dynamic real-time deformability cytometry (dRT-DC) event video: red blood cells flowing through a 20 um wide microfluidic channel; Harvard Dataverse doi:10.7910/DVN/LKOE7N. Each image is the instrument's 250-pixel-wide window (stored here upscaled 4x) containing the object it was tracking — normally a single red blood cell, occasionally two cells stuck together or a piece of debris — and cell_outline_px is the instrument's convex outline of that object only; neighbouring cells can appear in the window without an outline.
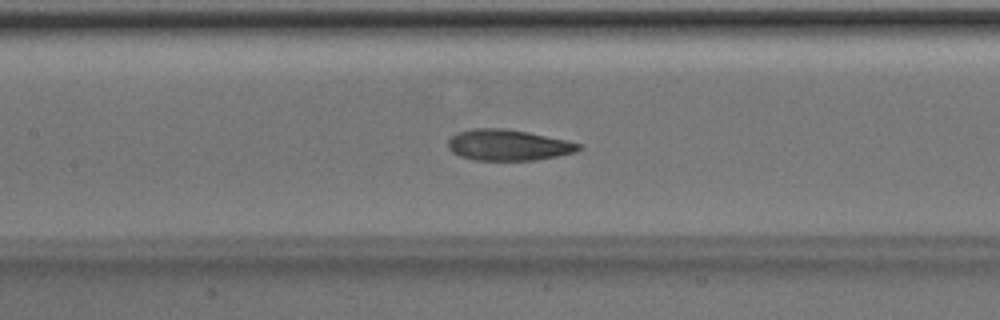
{"species": "Egyptian fruit bat (a non-hibernating species)", "species_latin": "Rousettus aegyptiacus", "temperature_condition": "room temperature", "stored_images_in_passage": 52, "segment_of_instrument_passage": [1, 2], "camera_frame_rate_fps": 3000, "um_per_image_px": 0.085, "animal": {"sex": "male"}, "frame": {"image": 1, "passage_image": 24, "time_ms": 7.667, "image_size_px": [1000, 320], "cell_outline_px": [[584, 148], [576, 152], [536, 160], [472, 160], [460, 156], [452, 152], [448, 148], [448, 140], [456, 132], [476, 128], [508, 128], [528, 132], [584, 144]], "centroid_in_image_um": [43.21, 12.33], "position_along_channel_um": 164.2, "area_um2": 23.81}}
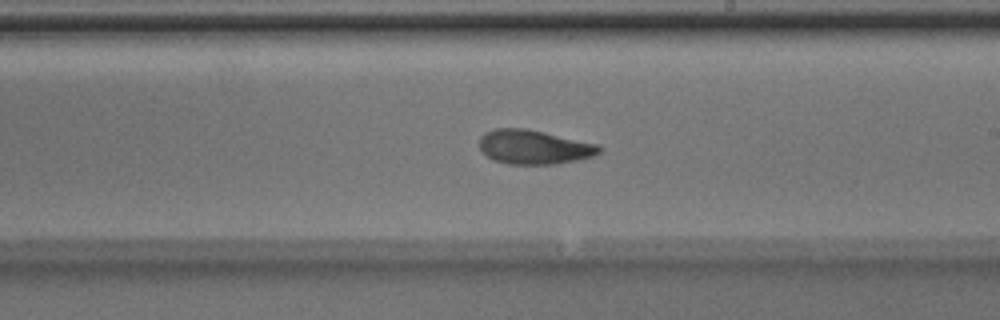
{"frame": {"image": 2, "passage_image": 30, "time_ms": 9.667, "image_size_px": [1000, 320], "cell_outline_px": [[604, 148], [600, 152], [592, 156], [576, 160], [556, 164], [508, 164], [492, 160], [480, 148], [480, 136], [484, 132], [496, 128], [524, 128], [544, 132], [600, 144]], "centroid_in_image_um": [45.41, 12.49], "position_along_channel_um": 243.6, "area_um2": 23.99}}
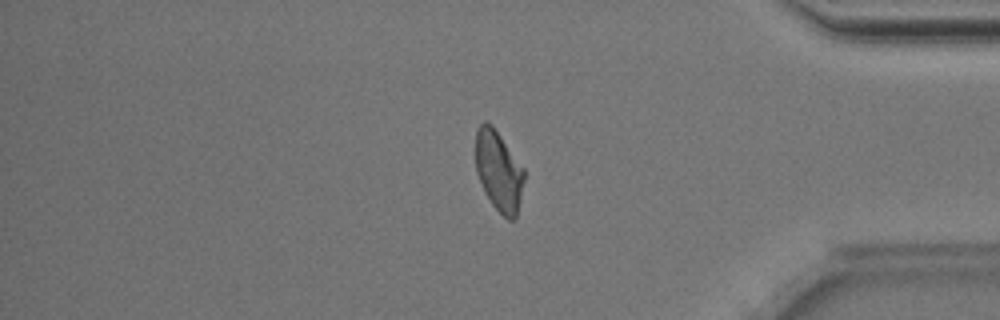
{"frame": {"image": 3, "passage_image": 43, "time_ms": 14.0, "image_size_px": [1000, 320], "cell_outline_px": [[524, 180], [520, 200], [516, 216], [512, 220], [508, 220], [492, 204], [484, 192], [476, 172], [476, 128], [484, 120], [492, 124], [524, 168]], "centroid_in_image_um": [42.38, 14.51], "position_along_channel_um": 392.8, "area_um2": 22.66}}